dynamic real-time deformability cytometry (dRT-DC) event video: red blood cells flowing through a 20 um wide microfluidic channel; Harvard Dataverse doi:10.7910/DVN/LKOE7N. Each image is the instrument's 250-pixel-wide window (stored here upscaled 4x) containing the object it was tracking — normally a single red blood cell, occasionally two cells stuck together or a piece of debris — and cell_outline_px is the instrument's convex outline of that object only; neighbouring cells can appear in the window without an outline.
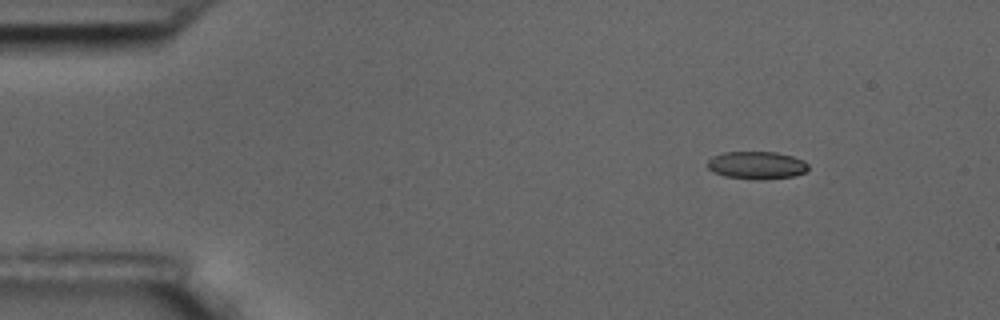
{"species": "common noctule bat (a hibernating species)", "species_latin": "Nyctalus noctula", "temperature_condition": "room temperature", "stored_images_in_passage": 5, "camera_frame_rate_fps": 3000, "um_per_image_px": 0.085, "animal": {"sex": "male", "body_mass_g": 17.5, "forearm_length_mm": 52.3}, "frame": {"image": 1, "passage_image": 3, "time_ms": 0.667, "image_size_px": [1000, 320], "cell_outline_px": [[808, 168], [804, 172], [792, 176], [764, 180], [752, 180], [724, 176], [712, 172], [708, 168], [708, 160], [712, 156], [724, 152], [776, 152], [792, 156], [804, 160], [808, 164]], "centroid_in_image_um": [64.3, 14.05], "position_along_channel_um": 20.7, "area_um2": 16.42}}
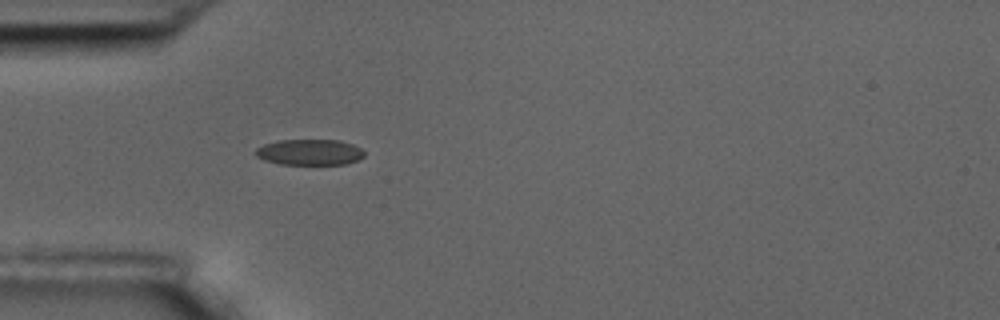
{"frame": {"image": 2, "passage_image": 5, "time_ms": 1.333, "image_size_px": [1000, 320], "cell_outline_px": [[364, 156], [348, 164], [280, 164], [264, 160], [256, 156], [252, 152], [256, 148], [264, 144], [280, 140], [340, 140], [352, 144], [360, 148], [364, 152]], "centroid_in_image_um": [26.28, 12.93], "position_along_channel_um": 58.7, "area_um2": 16.42}}